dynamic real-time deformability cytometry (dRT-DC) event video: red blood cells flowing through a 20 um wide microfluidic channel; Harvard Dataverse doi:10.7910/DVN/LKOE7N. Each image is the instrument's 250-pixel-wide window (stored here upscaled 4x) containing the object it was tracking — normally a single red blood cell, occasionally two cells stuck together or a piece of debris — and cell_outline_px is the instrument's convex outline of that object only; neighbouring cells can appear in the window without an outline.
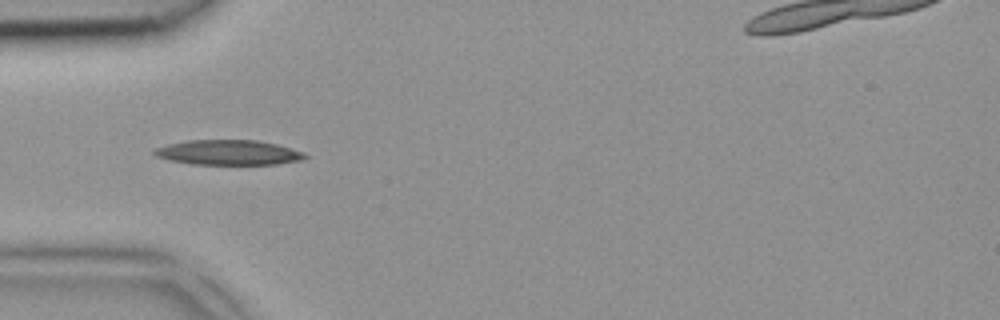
{"species": "common noctule bat (a hibernating species)", "species_latin": "Nyctalus noctula", "temperature_condition": "room temperature", "stored_images_in_passage": 1, "camera_frame_rate_fps": 3000, "um_per_image_px": 0.085, "animal": {"sex": "female", "body_mass_g": 18.4}, "frame": {"image": 1, "passage_image": 1, "time_ms": 0.0, "image_size_px": [1000, 320], "cell_outline_px": [[308, 156], [304, 160], [276, 164], [192, 164], [168, 160], [152, 156], [152, 152], [156, 148], [168, 144], [188, 140], [256, 140], [276, 144], [304, 152]], "centroid_in_image_um": [19.39, 12.96], "position_along_channel_um": 65.6, "area_um2": 22.02}}